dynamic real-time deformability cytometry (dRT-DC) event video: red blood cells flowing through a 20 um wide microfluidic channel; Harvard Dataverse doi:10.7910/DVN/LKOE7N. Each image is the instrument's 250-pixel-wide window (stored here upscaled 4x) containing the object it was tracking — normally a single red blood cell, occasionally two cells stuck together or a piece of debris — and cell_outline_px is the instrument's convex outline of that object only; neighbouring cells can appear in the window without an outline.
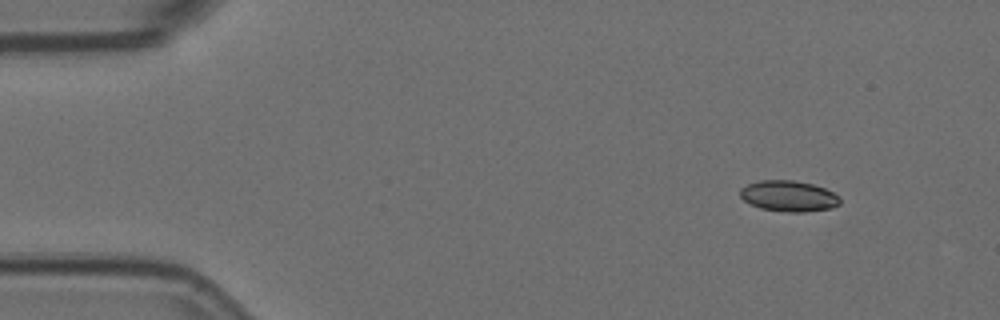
{"species": "Egyptian fruit bat (a non-hibernating species)", "species_latin": "Rousettus aegyptiacus", "temperature_condition": "room temperature", "stored_images_in_passage": 4, "camera_frame_rate_fps": 3000, "um_per_image_px": 0.085, "animal": {"sex": "female"}, "frame": {"image": 1, "passage_image": 1, "time_ms": 0.0, "image_size_px": [1000, 320], "cell_outline_px": [[840, 204], [832, 208], [804, 212], [788, 212], [760, 208], [744, 200], [740, 196], [740, 188], [748, 184], [760, 180], [792, 180], [812, 184], [824, 188], [840, 196]], "centroid_in_image_um": [67.05, 16.66], "position_along_channel_um": 18.0, "area_um2": 17.92}}
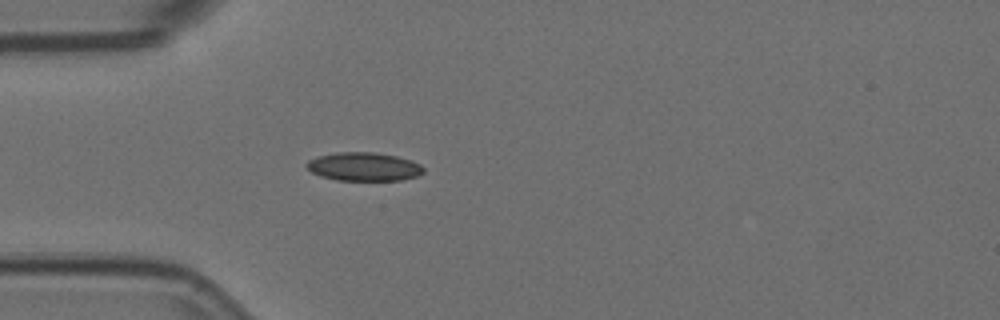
{"frame": {"image": 2, "passage_image": 4, "time_ms": 1.0, "image_size_px": [1000, 320], "cell_outline_px": [[424, 172], [416, 176], [400, 180], [336, 180], [320, 176], [312, 172], [304, 164], [308, 160], [316, 156], [336, 152], [376, 152], [396, 156], [412, 160], [420, 164], [424, 168]], "centroid_in_image_um": [30.91, 14.16], "position_along_channel_um": 54.1, "area_um2": 19.54}}